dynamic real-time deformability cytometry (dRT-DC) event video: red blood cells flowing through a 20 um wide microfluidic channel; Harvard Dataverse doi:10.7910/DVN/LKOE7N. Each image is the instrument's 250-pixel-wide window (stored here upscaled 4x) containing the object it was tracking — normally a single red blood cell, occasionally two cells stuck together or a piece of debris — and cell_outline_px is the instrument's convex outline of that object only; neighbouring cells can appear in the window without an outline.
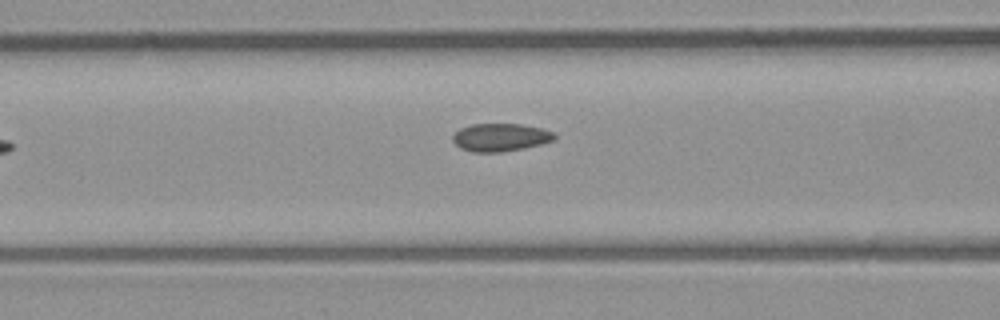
{"species": "common noctule bat (a hibernating species)", "species_latin": "Nyctalus noctula", "temperature_condition": "room temperature", "stored_images_in_passage": 7, "segment_of_instrument_passage": [1, 2], "camera_frame_rate_fps": 3000, "um_per_image_px": 0.085, "animal": {"sex": "male", "body_mass_g": 23.1, "forearm_length_mm": 52.7}, "frame": {"image": 1, "passage_image": 6, "time_ms": 6.0, "image_size_px": [1000, 320], "cell_outline_px": [[556, 140], [524, 148], [500, 152], [472, 152], [460, 148], [452, 140], [452, 136], [460, 128], [472, 124], [520, 124], [544, 128], [556, 132]], "centroid_in_image_um": [42.57, 11.67], "position_along_channel_um": 124.0, "area_um2": 16.7}}